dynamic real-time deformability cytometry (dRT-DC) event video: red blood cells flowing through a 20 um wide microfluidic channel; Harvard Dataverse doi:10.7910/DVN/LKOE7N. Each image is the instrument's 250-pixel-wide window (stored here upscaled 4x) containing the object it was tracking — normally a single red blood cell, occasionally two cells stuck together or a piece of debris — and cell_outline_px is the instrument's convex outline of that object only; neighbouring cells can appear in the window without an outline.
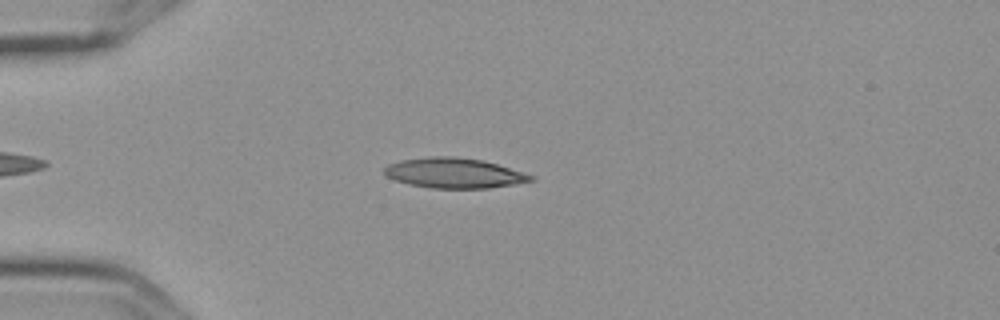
{"species": "Egyptian fruit bat (a non-hibernating species)", "species_latin": "Rousettus aegyptiacus", "temperature_condition": "cold", "stored_images_in_passage": 10, "camera_frame_rate_fps": 3000, "um_per_image_px": 0.085, "frame": {"image": 1, "passage_image": 4, "time_ms": 1.0, "image_size_px": [1000, 320], "cell_outline_px": [[536, 180], [488, 188], [432, 188], [408, 184], [396, 180], [388, 176], [384, 172], [384, 168], [388, 164], [400, 160], [432, 156], [456, 156], [480, 160], [496, 164], [536, 176]], "centroid_in_image_um": [38.6, 14.7], "position_along_channel_um": 46.4, "area_um2": 25.55}}
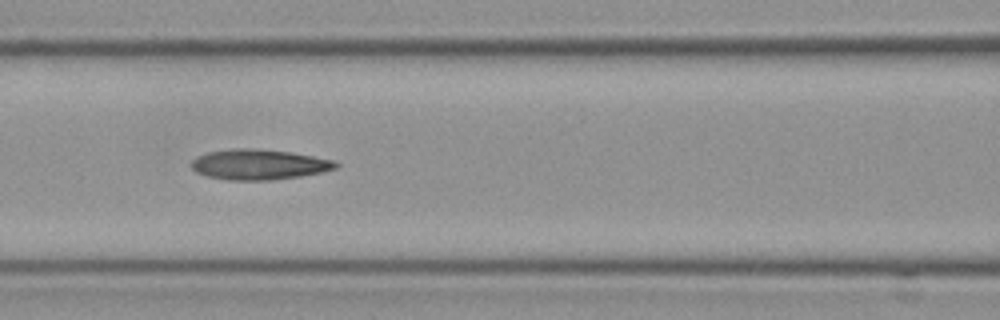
{"frame": {"image": 2, "passage_image": 7, "time_ms": 2.0, "image_size_px": [1000, 320], "cell_outline_px": [[340, 164], [336, 168], [320, 172], [300, 176], [272, 180], [228, 180], [208, 176], [196, 172], [192, 168], [192, 160], [196, 156], [208, 152], [236, 148], [256, 148], [288, 152], [336, 160]], "centroid_in_image_um": [22.01, 13.98], "position_along_channel_um": 144.6, "area_um2": 25.43}}
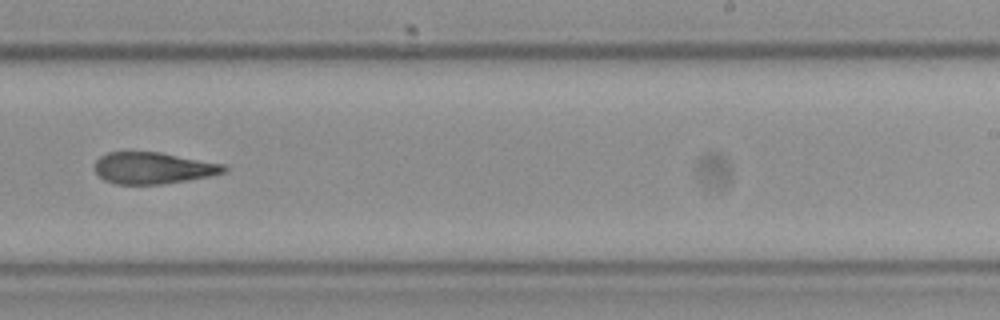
{"frame": {"image": 3, "passage_image": 10, "time_ms": 3.0, "image_size_px": [1000, 320], "cell_outline_px": [[228, 172], [212, 176], [160, 184], [116, 184], [104, 180], [92, 168], [92, 164], [100, 156], [108, 152], [160, 152], [224, 164], [228, 168]], "centroid_in_image_um": [13.01, 14.28], "position_along_channel_um": 276.0, "area_um2": 23.99}}